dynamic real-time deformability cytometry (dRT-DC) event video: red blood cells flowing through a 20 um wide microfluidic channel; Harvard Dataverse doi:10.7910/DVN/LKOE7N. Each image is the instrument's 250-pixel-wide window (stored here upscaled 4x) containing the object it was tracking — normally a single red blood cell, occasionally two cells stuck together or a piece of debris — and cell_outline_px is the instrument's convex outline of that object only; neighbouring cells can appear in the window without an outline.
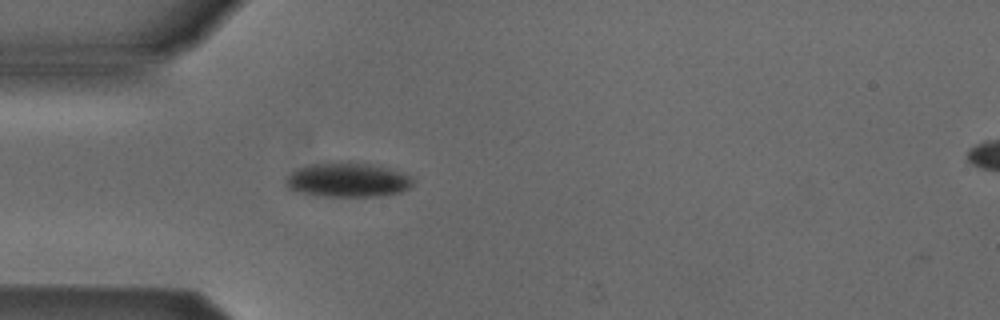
{"species": "Egyptian fruit bat (a non-hibernating species)", "species_latin": "Rousettus aegyptiacus", "temperature_condition": "cold", "stored_images_in_passage": 40, "camera_frame_rate_fps": 3000, "um_per_image_px": 0.085, "animal": {"sex": "male"}, "frame": {"image": 1, "passage_image": 2, "time_ms": 0.333, "image_size_px": [1000, 320], "cell_outline_px": [[412, 184], [408, 188], [400, 192], [380, 196], [316, 196], [300, 192], [288, 188], [284, 184], [284, 176], [296, 168], [308, 164], [348, 160], [388, 168], [400, 172], [408, 176], [412, 180]], "centroid_in_image_um": [29.44, 15.27], "position_along_channel_um": 55.6, "area_um2": 25.84}}
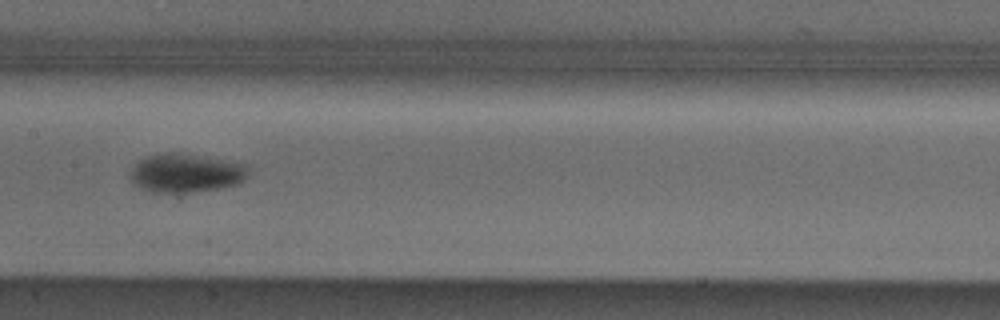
{"frame": {"image": 2, "passage_image": 13, "time_ms": 4.0, "image_size_px": [1000, 320], "cell_outline_px": [[248, 176], [244, 180], [236, 184], [220, 188], [192, 192], [152, 192], [140, 188], [132, 180], [132, 168], [140, 160], [148, 156], [168, 152], [172, 152], [248, 164]], "centroid_in_image_um": [15.83, 14.72], "position_along_channel_um": 191.6, "area_um2": 26.18}}
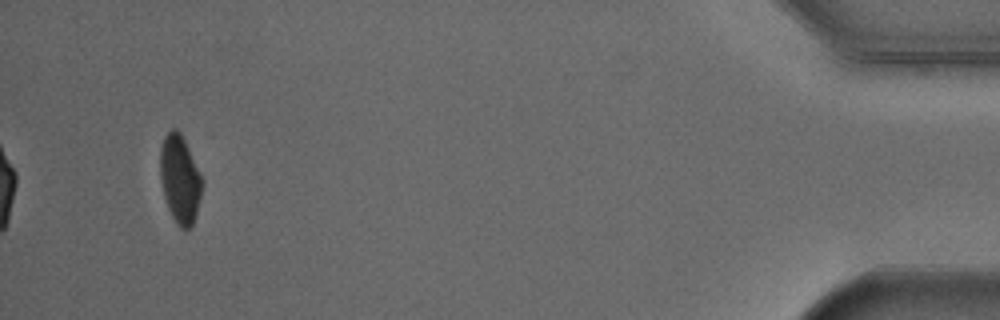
{"frame": {"image": 3, "passage_image": 37, "time_ms": 12.0, "image_size_px": [1000, 320], "cell_outline_px": [[204, 180], [196, 216], [192, 224], [188, 228], [180, 228], [176, 224], [168, 208], [164, 196], [160, 180], [160, 148], [164, 136], [172, 128], [176, 128], [180, 132]], "centroid_in_image_um": [15.29, 15.22], "position_along_channel_um": 419.9, "area_um2": 21.56}, "authors_computed_cell_mechanics": {"area_um2": 24.7673, "velocity_mm_per_s": 3.8623, "shape_relaxation_time_tau1_ms": 1.9473, "shape_relaxation_time_tau2_ms": null, "deformation_change_tau1": 0.0864, "deformation_change_tau2": null}}